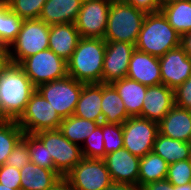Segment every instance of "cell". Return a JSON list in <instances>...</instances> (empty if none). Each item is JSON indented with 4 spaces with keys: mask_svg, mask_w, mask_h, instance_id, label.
I'll list each match as a JSON object with an SVG mask.
<instances>
[{
    "mask_svg": "<svg viewBox=\"0 0 191 190\" xmlns=\"http://www.w3.org/2000/svg\"><path fill=\"white\" fill-rule=\"evenodd\" d=\"M106 41L101 38H80L67 61L68 75L84 84L102 83Z\"/></svg>",
    "mask_w": 191,
    "mask_h": 190,
    "instance_id": "cell-1",
    "label": "cell"
},
{
    "mask_svg": "<svg viewBox=\"0 0 191 190\" xmlns=\"http://www.w3.org/2000/svg\"><path fill=\"white\" fill-rule=\"evenodd\" d=\"M36 91L23 69L11 63L0 75V107L8 120H17Z\"/></svg>",
    "mask_w": 191,
    "mask_h": 190,
    "instance_id": "cell-2",
    "label": "cell"
},
{
    "mask_svg": "<svg viewBox=\"0 0 191 190\" xmlns=\"http://www.w3.org/2000/svg\"><path fill=\"white\" fill-rule=\"evenodd\" d=\"M179 46L181 35L168 23L163 13H147L135 49L159 58Z\"/></svg>",
    "mask_w": 191,
    "mask_h": 190,
    "instance_id": "cell-3",
    "label": "cell"
},
{
    "mask_svg": "<svg viewBox=\"0 0 191 190\" xmlns=\"http://www.w3.org/2000/svg\"><path fill=\"white\" fill-rule=\"evenodd\" d=\"M146 14L122 0H112L104 40L135 45Z\"/></svg>",
    "mask_w": 191,
    "mask_h": 190,
    "instance_id": "cell-4",
    "label": "cell"
},
{
    "mask_svg": "<svg viewBox=\"0 0 191 190\" xmlns=\"http://www.w3.org/2000/svg\"><path fill=\"white\" fill-rule=\"evenodd\" d=\"M50 25L40 19L23 20L16 40L10 45L11 62L19 64L23 59L49 49Z\"/></svg>",
    "mask_w": 191,
    "mask_h": 190,
    "instance_id": "cell-5",
    "label": "cell"
},
{
    "mask_svg": "<svg viewBox=\"0 0 191 190\" xmlns=\"http://www.w3.org/2000/svg\"><path fill=\"white\" fill-rule=\"evenodd\" d=\"M35 135L47 147L56 171L65 177L82 159L81 146L70 142L59 129L43 130Z\"/></svg>",
    "mask_w": 191,
    "mask_h": 190,
    "instance_id": "cell-6",
    "label": "cell"
},
{
    "mask_svg": "<svg viewBox=\"0 0 191 190\" xmlns=\"http://www.w3.org/2000/svg\"><path fill=\"white\" fill-rule=\"evenodd\" d=\"M82 87L83 83L67 75L64 78L43 83L36 90L64 119L74 114Z\"/></svg>",
    "mask_w": 191,
    "mask_h": 190,
    "instance_id": "cell-7",
    "label": "cell"
},
{
    "mask_svg": "<svg viewBox=\"0 0 191 190\" xmlns=\"http://www.w3.org/2000/svg\"><path fill=\"white\" fill-rule=\"evenodd\" d=\"M62 120L51 104L36 90L16 122L24 133L35 134L43 130L59 129Z\"/></svg>",
    "mask_w": 191,
    "mask_h": 190,
    "instance_id": "cell-8",
    "label": "cell"
},
{
    "mask_svg": "<svg viewBox=\"0 0 191 190\" xmlns=\"http://www.w3.org/2000/svg\"><path fill=\"white\" fill-rule=\"evenodd\" d=\"M18 65L36 88L43 83L61 79L68 75L67 62L50 49L27 57Z\"/></svg>",
    "mask_w": 191,
    "mask_h": 190,
    "instance_id": "cell-9",
    "label": "cell"
},
{
    "mask_svg": "<svg viewBox=\"0 0 191 190\" xmlns=\"http://www.w3.org/2000/svg\"><path fill=\"white\" fill-rule=\"evenodd\" d=\"M123 148L142 158L153 151L158 123L139 116L129 117L123 124Z\"/></svg>",
    "mask_w": 191,
    "mask_h": 190,
    "instance_id": "cell-10",
    "label": "cell"
},
{
    "mask_svg": "<svg viewBox=\"0 0 191 190\" xmlns=\"http://www.w3.org/2000/svg\"><path fill=\"white\" fill-rule=\"evenodd\" d=\"M65 178L75 190H104L113 182L103 159L83 158Z\"/></svg>",
    "mask_w": 191,
    "mask_h": 190,
    "instance_id": "cell-11",
    "label": "cell"
},
{
    "mask_svg": "<svg viewBox=\"0 0 191 190\" xmlns=\"http://www.w3.org/2000/svg\"><path fill=\"white\" fill-rule=\"evenodd\" d=\"M112 0H83L75 25L81 38L104 39Z\"/></svg>",
    "mask_w": 191,
    "mask_h": 190,
    "instance_id": "cell-12",
    "label": "cell"
},
{
    "mask_svg": "<svg viewBox=\"0 0 191 190\" xmlns=\"http://www.w3.org/2000/svg\"><path fill=\"white\" fill-rule=\"evenodd\" d=\"M135 45L123 41H106L103 61L102 83L112 84L127 76Z\"/></svg>",
    "mask_w": 191,
    "mask_h": 190,
    "instance_id": "cell-13",
    "label": "cell"
},
{
    "mask_svg": "<svg viewBox=\"0 0 191 190\" xmlns=\"http://www.w3.org/2000/svg\"><path fill=\"white\" fill-rule=\"evenodd\" d=\"M161 81L172 90L183 84L191 76V59L179 46L159 57Z\"/></svg>",
    "mask_w": 191,
    "mask_h": 190,
    "instance_id": "cell-14",
    "label": "cell"
},
{
    "mask_svg": "<svg viewBox=\"0 0 191 190\" xmlns=\"http://www.w3.org/2000/svg\"><path fill=\"white\" fill-rule=\"evenodd\" d=\"M140 159L122 148L107 154L103 160L113 182L138 185Z\"/></svg>",
    "mask_w": 191,
    "mask_h": 190,
    "instance_id": "cell-15",
    "label": "cell"
},
{
    "mask_svg": "<svg viewBox=\"0 0 191 190\" xmlns=\"http://www.w3.org/2000/svg\"><path fill=\"white\" fill-rule=\"evenodd\" d=\"M126 77L146 86L162 84L159 58L135 49Z\"/></svg>",
    "mask_w": 191,
    "mask_h": 190,
    "instance_id": "cell-16",
    "label": "cell"
},
{
    "mask_svg": "<svg viewBox=\"0 0 191 190\" xmlns=\"http://www.w3.org/2000/svg\"><path fill=\"white\" fill-rule=\"evenodd\" d=\"M144 97L141 117L157 123H159L175 105L174 90L164 84L147 86Z\"/></svg>",
    "mask_w": 191,
    "mask_h": 190,
    "instance_id": "cell-17",
    "label": "cell"
},
{
    "mask_svg": "<svg viewBox=\"0 0 191 190\" xmlns=\"http://www.w3.org/2000/svg\"><path fill=\"white\" fill-rule=\"evenodd\" d=\"M159 134L191 142V111L174 105L158 123Z\"/></svg>",
    "mask_w": 191,
    "mask_h": 190,
    "instance_id": "cell-18",
    "label": "cell"
},
{
    "mask_svg": "<svg viewBox=\"0 0 191 190\" xmlns=\"http://www.w3.org/2000/svg\"><path fill=\"white\" fill-rule=\"evenodd\" d=\"M80 38L75 23L50 25L49 49L67 62Z\"/></svg>",
    "mask_w": 191,
    "mask_h": 190,
    "instance_id": "cell-19",
    "label": "cell"
},
{
    "mask_svg": "<svg viewBox=\"0 0 191 190\" xmlns=\"http://www.w3.org/2000/svg\"><path fill=\"white\" fill-rule=\"evenodd\" d=\"M83 0H47L39 19L48 25L75 23Z\"/></svg>",
    "mask_w": 191,
    "mask_h": 190,
    "instance_id": "cell-20",
    "label": "cell"
},
{
    "mask_svg": "<svg viewBox=\"0 0 191 190\" xmlns=\"http://www.w3.org/2000/svg\"><path fill=\"white\" fill-rule=\"evenodd\" d=\"M102 83L84 84L73 115L102 123Z\"/></svg>",
    "mask_w": 191,
    "mask_h": 190,
    "instance_id": "cell-21",
    "label": "cell"
},
{
    "mask_svg": "<svg viewBox=\"0 0 191 190\" xmlns=\"http://www.w3.org/2000/svg\"><path fill=\"white\" fill-rule=\"evenodd\" d=\"M112 85L121 97L127 114L130 117H141L147 86L127 77L113 82Z\"/></svg>",
    "mask_w": 191,
    "mask_h": 190,
    "instance_id": "cell-22",
    "label": "cell"
},
{
    "mask_svg": "<svg viewBox=\"0 0 191 190\" xmlns=\"http://www.w3.org/2000/svg\"><path fill=\"white\" fill-rule=\"evenodd\" d=\"M21 190H49L62 176L29 162L20 169Z\"/></svg>",
    "mask_w": 191,
    "mask_h": 190,
    "instance_id": "cell-23",
    "label": "cell"
},
{
    "mask_svg": "<svg viewBox=\"0 0 191 190\" xmlns=\"http://www.w3.org/2000/svg\"><path fill=\"white\" fill-rule=\"evenodd\" d=\"M101 111L103 122L107 124H123L130 117L112 84L102 83Z\"/></svg>",
    "mask_w": 191,
    "mask_h": 190,
    "instance_id": "cell-24",
    "label": "cell"
},
{
    "mask_svg": "<svg viewBox=\"0 0 191 190\" xmlns=\"http://www.w3.org/2000/svg\"><path fill=\"white\" fill-rule=\"evenodd\" d=\"M153 152L162 157L168 164L189 159L191 142L172 139L162 134H157Z\"/></svg>",
    "mask_w": 191,
    "mask_h": 190,
    "instance_id": "cell-25",
    "label": "cell"
},
{
    "mask_svg": "<svg viewBox=\"0 0 191 190\" xmlns=\"http://www.w3.org/2000/svg\"><path fill=\"white\" fill-rule=\"evenodd\" d=\"M160 11L178 34L191 32V1L163 4Z\"/></svg>",
    "mask_w": 191,
    "mask_h": 190,
    "instance_id": "cell-26",
    "label": "cell"
},
{
    "mask_svg": "<svg viewBox=\"0 0 191 190\" xmlns=\"http://www.w3.org/2000/svg\"><path fill=\"white\" fill-rule=\"evenodd\" d=\"M169 164L153 151L140 159L138 186L166 179Z\"/></svg>",
    "mask_w": 191,
    "mask_h": 190,
    "instance_id": "cell-27",
    "label": "cell"
},
{
    "mask_svg": "<svg viewBox=\"0 0 191 190\" xmlns=\"http://www.w3.org/2000/svg\"><path fill=\"white\" fill-rule=\"evenodd\" d=\"M99 124L98 122L71 115L62 120L59 130L70 142L81 146Z\"/></svg>",
    "mask_w": 191,
    "mask_h": 190,
    "instance_id": "cell-28",
    "label": "cell"
},
{
    "mask_svg": "<svg viewBox=\"0 0 191 190\" xmlns=\"http://www.w3.org/2000/svg\"><path fill=\"white\" fill-rule=\"evenodd\" d=\"M22 23L23 19L12 12L9 6L2 1L0 3V46L10 47L16 40Z\"/></svg>",
    "mask_w": 191,
    "mask_h": 190,
    "instance_id": "cell-29",
    "label": "cell"
},
{
    "mask_svg": "<svg viewBox=\"0 0 191 190\" xmlns=\"http://www.w3.org/2000/svg\"><path fill=\"white\" fill-rule=\"evenodd\" d=\"M24 131L16 120L0 123V166L6 164L8 156L23 138Z\"/></svg>",
    "mask_w": 191,
    "mask_h": 190,
    "instance_id": "cell-30",
    "label": "cell"
},
{
    "mask_svg": "<svg viewBox=\"0 0 191 190\" xmlns=\"http://www.w3.org/2000/svg\"><path fill=\"white\" fill-rule=\"evenodd\" d=\"M23 139L28 143L30 162L38 166L57 172L51 155L47 152V147L35 134L24 133Z\"/></svg>",
    "mask_w": 191,
    "mask_h": 190,
    "instance_id": "cell-31",
    "label": "cell"
},
{
    "mask_svg": "<svg viewBox=\"0 0 191 190\" xmlns=\"http://www.w3.org/2000/svg\"><path fill=\"white\" fill-rule=\"evenodd\" d=\"M23 20L39 19L47 0H3Z\"/></svg>",
    "mask_w": 191,
    "mask_h": 190,
    "instance_id": "cell-32",
    "label": "cell"
},
{
    "mask_svg": "<svg viewBox=\"0 0 191 190\" xmlns=\"http://www.w3.org/2000/svg\"><path fill=\"white\" fill-rule=\"evenodd\" d=\"M85 144V145H84ZM81 145L83 158L104 159V139L102 133V123H100L90 136Z\"/></svg>",
    "mask_w": 191,
    "mask_h": 190,
    "instance_id": "cell-33",
    "label": "cell"
},
{
    "mask_svg": "<svg viewBox=\"0 0 191 190\" xmlns=\"http://www.w3.org/2000/svg\"><path fill=\"white\" fill-rule=\"evenodd\" d=\"M105 157L111 152L123 148L122 124H107L102 122Z\"/></svg>",
    "mask_w": 191,
    "mask_h": 190,
    "instance_id": "cell-34",
    "label": "cell"
},
{
    "mask_svg": "<svg viewBox=\"0 0 191 190\" xmlns=\"http://www.w3.org/2000/svg\"><path fill=\"white\" fill-rule=\"evenodd\" d=\"M166 179L173 185H185L191 182V163L189 159L169 164Z\"/></svg>",
    "mask_w": 191,
    "mask_h": 190,
    "instance_id": "cell-35",
    "label": "cell"
},
{
    "mask_svg": "<svg viewBox=\"0 0 191 190\" xmlns=\"http://www.w3.org/2000/svg\"><path fill=\"white\" fill-rule=\"evenodd\" d=\"M29 162L30 154L28 143L22 138L8 156L6 165L21 169Z\"/></svg>",
    "mask_w": 191,
    "mask_h": 190,
    "instance_id": "cell-36",
    "label": "cell"
},
{
    "mask_svg": "<svg viewBox=\"0 0 191 190\" xmlns=\"http://www.w3.org/2000/svg\"><path fill=\"white\" fill-rule=\"evenodd\" d=\"M20 169L6 164L0 166V183L16 190H21Z\"/></svg>",
    "mask_w": 191,
    "mask_h": 190,
    "instance_id": "cell-37",
    "label": "cell"
},
{
    "mask_svg": "<svg viewBox=\"0 0 191 190\" xmlns=\"http://www.w3.org/2000/svg\"><path fill=\"white\" fill-rule=\"evenodd\" d=\"M174 103L191 111V76L174 90Z\"/></svg>",
    "mask_w": 191,
    "mask_h": 190,
    "instance_id": "cell-38",
    "label": "cell"
},
{
    "mask_svg": "<svg viewBox=\"0 0 191 190\" xmlns=\"http://www.w3.org/2000/svg\"><path fill=\"white\" fill-rule=\"evenodd\" d=\"M137 9H140L146 13H153L160 11L161 1L160 0H122Z\"/></svg>",
    "mask_w": 191,
    "mask_h": 190,
    "instance_id": "cell-39",
    "label": "cell"
},
{
    "mask_svg": "<svg viewBox=\"0 0 191 190\" xmlns=\"http://www.w3.org/2000/svg\"><path fill=\"white\" fill-rule=\"evenodd\" d=\"M143 190H176V185L171 184L167 179L147 183Z\"/></svg>",
    "mask_w": 191,
    "mask_h": 190,
    "instance_id": "cell-40",
    "label": "cell"
},
{
    "mask_svg": "<svg viewBox=\"0 0 191 190\" xmlns=\"http://www.w3.org/2000/svg\"><path fill=\"white\" fill-rule=\"evenodd\" d=\"M11 63L9 49L0 46V75L4 73Z\"/></svg>",
    "mask_w": 191,
    "mask_h": 190,
    "instance_id": "cell-41",
    "label": "cell"
},
{
    "mask_svg": "<svg viewBox=\"0 0 191 190\" xmlns=\"http://www.w3.org/2000/svg\"><path fill=\"white\" fill-rule=\"evenodd\" d=\"M104 190H143V189H142V187H140L138 185L112 182Z\"/></svg>",
    "mask_w": 191,
    "mask_h": 190,
    "instance_id": "cell-42",
    "label": "cell"
},
{
    "mask_svg": "<svg viewBox=\"0 0 191 190\" xmlns=\"http://www.w3.org/2000/svg\"><path fill=\"white\" fill-rule=\"evenodd\" d=\"M49 190H75L71 183L65 178L61 177Z\"/></svg>",
    "mask_w": 191,
    "mask_h": 190,
    "instance_id": "cell-43",
    "label": "cell"
},
{
    "mask_svg": "<svg viewBox=\"0 0 191 190\" xmlns=\"http://www.w3.org/2000/svg\"><path fill=\"white\" fill-rule=\"evenodd\" d=\"M181 47L186 52L187 56L191 59V32L181 36Z\"/></svg>",
    "mask_w": 191,
    "mask_h": 190,
    "instance_id": "cell-44",
    "label": "cell"
},
{
    "mask_svg": "<svg viewBox=\"0 0 191 190\" xmlns=\"http://www.w3.org/2000/svg\"><path fill=\"white\" fill-rule=\"evenodd\" d=\"M176 190H191V182L185 185L176 186Z\"/></svg>",
    "mask_w": 191,
    "mask_h": 190,
    "instance_id": "cell-45",
    "label": "cell"
},
{
    "mask_svg": "<svg viewBox=\"0 0 191 190\" xmlns=\"http://www.w3.org/2000/svg\"><path fill=\"white\" fill-rule=\"evenodd\" d=\"M160 1H161V5H163V4L173 3L176 1H191V0H160Z\"/></svg>",
    "mask_w": 191,
    "mask_h": 190,
    "instance_id": "cell-46",
    "label": "cell"
},
{
    "mask_svg": "<svg viewBox=\"0 0 191 190\" xmlns=\"http://www.w3.org/2000/svg\"><path fill=\"white\" fill-rule=\"evenodd\" d=\"M8 119L3 115L1 107H0V123L7 121Z\"/></svg>",
    "mask_w": 191,
    "mask_h": 190,
    "instance_id": "cell-47",
    "label": "cell"
},
{
    "mask_svg": "<svg viewBox=\"0 0 191 190\" xmlns=\"http://www.w3.org/2000/svg\"><path fill=\"white\" fill-rule=\"evenodd\" d=\"M0 190H16V189L9 188V187H7V186L0 183Z\"/></svg>",
    "mask_w": 191,
    "mask_h": 190,
    "instance_id": "cell-48",
    "label": "cell"
}]
</instances>
